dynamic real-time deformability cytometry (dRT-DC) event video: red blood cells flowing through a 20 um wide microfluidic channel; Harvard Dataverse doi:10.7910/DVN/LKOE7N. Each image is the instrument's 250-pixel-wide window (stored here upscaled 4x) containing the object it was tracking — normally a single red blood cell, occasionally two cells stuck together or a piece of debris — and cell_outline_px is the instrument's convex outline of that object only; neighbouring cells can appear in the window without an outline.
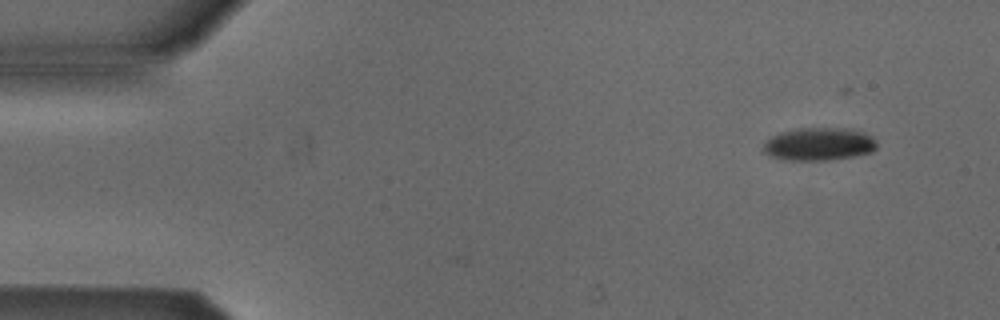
{"species": "Egyptian fruit bat (a non-hibernating species)", "species_latin": "Rousettus aegyptiacus", "temperature_condition": "cold", "stored_images_in_passage": 4, "camera_frame_rate_fps": 3000, "um_per_image_px": 0.085, "animal": {"sex": "male"}, "frame": {"image": 1, "passage_image": 2, "time_ms": 1.0, "image_size_px": [1000, 320], "cell_outline_px": [[876, 148], [872, 152], [852, 156], [828, 160], [784, 160], [772, 156], [764, 152], [764, 140], [780, 132], [796, 128], [848, 128], [864, 132], [872, 136], [876, 140]], "centroid_in_image_um": [69.61, 12.24], "position_along_channel_um": 15.4, "area_um2": 21.85}}
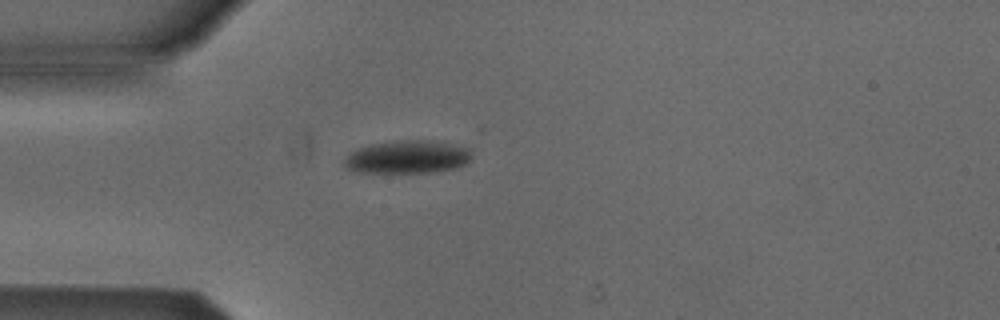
{"frame": {"image": 2, "passage_image": 4, "time_ms": 4.333, "image_size_px": [1000, 320], "cell_outline_px": [[472, 156], [464, 164], [456, 168], [432, 172], [360, 172], [348, 168], [344, 164], [344, 160], [352, 152], [360, 148], [372, 144], [396, 140], [444, 140], [468, 148]], "centroid_in_image_um": [34.7, 13.32], "position_along_channel_um": 50.3, "area_um2": 24.45}}